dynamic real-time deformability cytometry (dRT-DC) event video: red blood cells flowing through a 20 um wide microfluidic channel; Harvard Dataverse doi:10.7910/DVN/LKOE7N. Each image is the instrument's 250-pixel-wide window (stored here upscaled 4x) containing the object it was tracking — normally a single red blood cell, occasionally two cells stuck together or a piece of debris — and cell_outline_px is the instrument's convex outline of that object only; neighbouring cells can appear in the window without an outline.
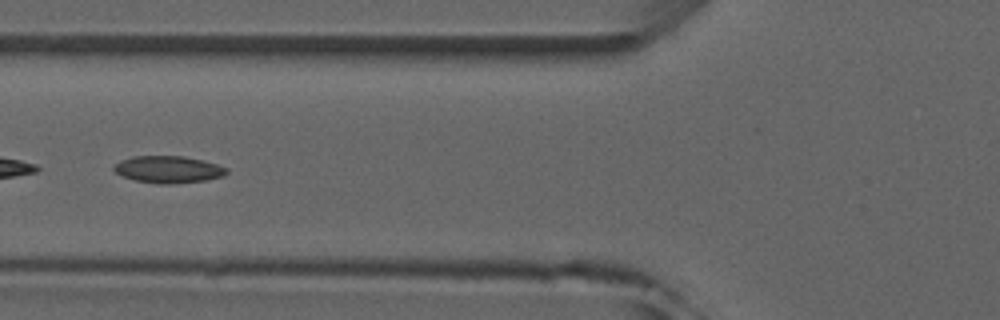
{"species": "common noctule bat (a hibernating species)", "species_latin": "Nyctalus noctula", "temperature_condition": "room temperature", "stored_images_in_passage": 2, "camera_frame_rate_fps": 3000, "um_per_image_px": 0.085, "animal": {"sex": "male", "forearm_length_mm": 52.5}, "frame": {"image": 1, "passage_image": 2, "time_ms": 1.333, "image_size_px": [1000, 320], "cell_outline_px": [[228, 172], [224, 176], [204, 180], [172, 184], [160, 184], [136, 180], [124, 176], [116, 172], [112, 168], [120, 160], [132, 156], [184, 156], [204, 160], [228, 168]], "centroid_in_image_um": [14.33, 14.39], "position_along_channel_um": 111.5, "area_um2": 17.69}}